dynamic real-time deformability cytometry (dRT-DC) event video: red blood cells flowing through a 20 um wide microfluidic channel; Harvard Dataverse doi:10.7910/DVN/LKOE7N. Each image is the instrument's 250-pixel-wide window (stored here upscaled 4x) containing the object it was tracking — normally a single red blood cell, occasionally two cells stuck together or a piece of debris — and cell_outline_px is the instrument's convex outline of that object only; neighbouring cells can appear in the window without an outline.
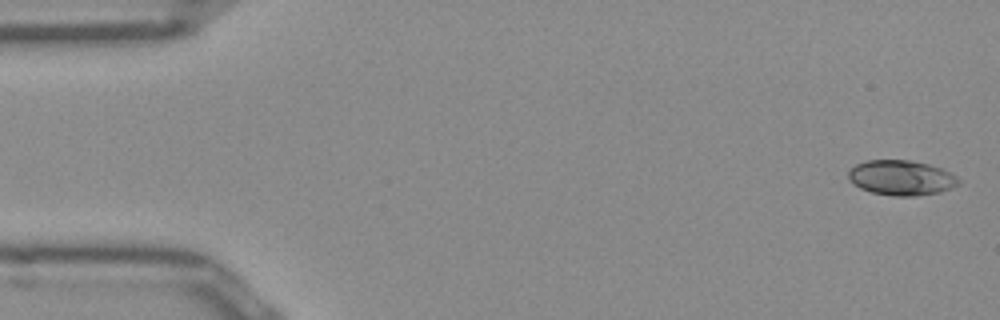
{"species": "Egyptian fruit bat (a non-hibernating species)", "species_latin": "Rousettus aegyptiacus", "temperature_condition": "room temperature", "stored_images_in_passage": 51, "camera_frame_rate_fps": 3000, "um_per_image_px": 0.085, "frame": {"image": 1, "passage_image": 1, "time_ms": 0.0, "image_size_px": [1000, 320], "cell_outline_px": [[960, 184], [940, 192], [916, 196], [892, 196], [872, 192], [860, 188], [848, 180], [848, 172], [856, 164], [868, 160], [912, 160], [928, 164], [940, 168], [956, 176], [960, 180]], "centroid_in_image_um": [76.6, 15.11], "position_along_channel_um": 8.4, "area_um2": 22.48}}
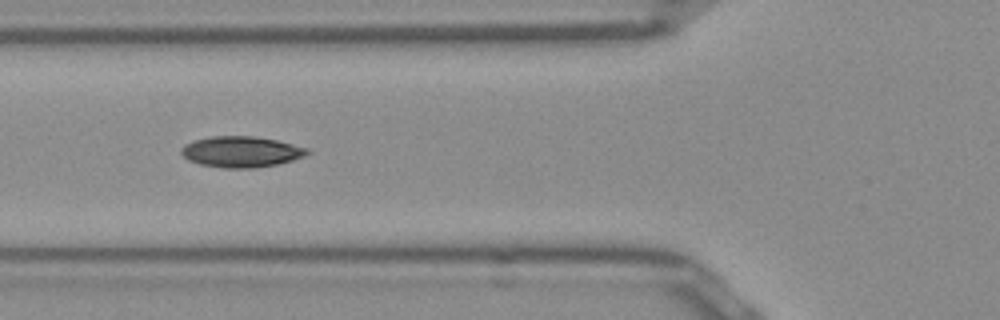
{"frame": {"image": 2, "passage_image": 18, "time_ms": 5.667, "image_size_px": [1000, 320], "cell_outline_px": [[312, 152], [304, 156], [292, 160], [276, 164], [252, 168], [224, 168], [200, 164], [188, 160], [180, 152], [180, 148], [184, 144], [196, 140], [212, 136], [252, 136], [276, 140], [308, 148]], "centroid_in_image_um": [20.49, 12.9], "position_along_channel_um": 105.3, "area_um2": 22.6}}
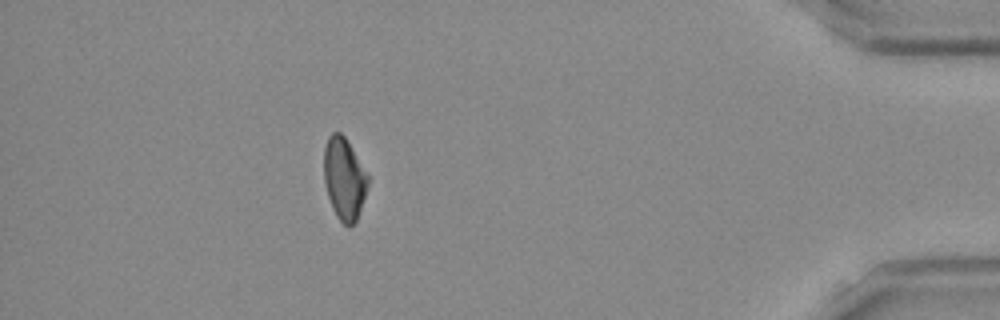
{"frame": {"image": 3, "passage_image": 45, "time_ms": 14.667, "image_size_px": [1000, 320], "cell_outline_px": [[368, 184], [356, 220], [348, 228], [336, 216], [332, 208], [328, 196], [324, 180], [324, 148], [328, 136], [332, 132], [340, 132], [344, 136], [368, 176]], "centroid_in_image_um": [29.22, 15.18], "position_along_channel_um": 406.0, "area_um2": 20.58}, "authors_computed_cell_mechanics": {"area_um2": 21.7906, "velocity_mm_per_s": 3.9457, "shape_relaxation_time_tau1_ms": 4.5967, "shape_relaxation_time_tau2_ms": 6.1771, "deformation_change_tau1": 0.1415, "deformation_change_tau2": 0.0763}}